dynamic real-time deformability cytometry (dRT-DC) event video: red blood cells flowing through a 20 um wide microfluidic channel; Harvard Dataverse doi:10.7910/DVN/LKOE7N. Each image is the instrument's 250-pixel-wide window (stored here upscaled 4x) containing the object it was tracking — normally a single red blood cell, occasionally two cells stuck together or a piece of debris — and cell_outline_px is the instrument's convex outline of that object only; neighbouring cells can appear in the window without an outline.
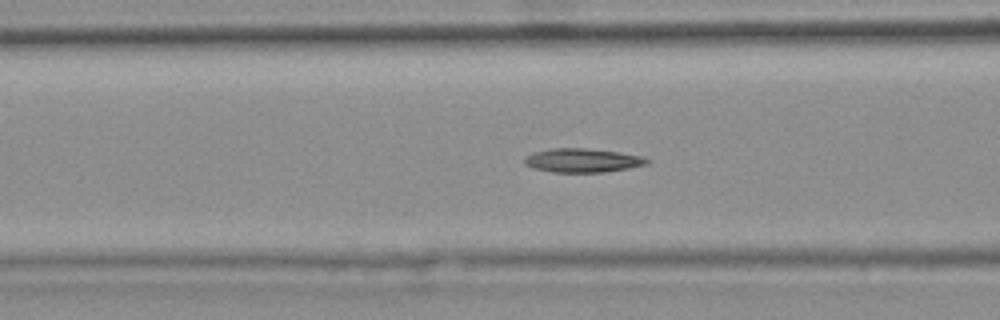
{"species": "common noctule bat (a hibernating species)", "species_latin": "Nyctalus noctula", "temperature_condition": "warm", "stored_images_in_passage": 47, "camera_frame_rate_fps": 3000, "um_per_image_px": 0.085, "animal": {"sex": "female", "body_mass_g": 25.1}, "frame": {"image": 1, "passage_image": 21, "time_ms": 6.667, "image_size_px": [1000, 320], "cell_outline_px": [[648, 164], [628, 168], [604, 172], [552, 172], [532, 168], [524, 164], [524, 156], [532, 152], [552, 148], [588, 148], [620, 152], [644, 156], [648, 160]], "centroid_in_image_um": [49.48, 13.62], "position_along_channel_um": 117.1, "area_um2": 17.22}, "authors_computed_cell_mechanics": {"area_um2": 16.6464, "velocity_mm_per_s": 3.7701, "shape_relaxation_time_tau1_ms": null, "shape_relaxation_time_tau2_ms": 9.5986, "deformation_change_tau1": null, "deformation_change_tau2": 0.1587}}